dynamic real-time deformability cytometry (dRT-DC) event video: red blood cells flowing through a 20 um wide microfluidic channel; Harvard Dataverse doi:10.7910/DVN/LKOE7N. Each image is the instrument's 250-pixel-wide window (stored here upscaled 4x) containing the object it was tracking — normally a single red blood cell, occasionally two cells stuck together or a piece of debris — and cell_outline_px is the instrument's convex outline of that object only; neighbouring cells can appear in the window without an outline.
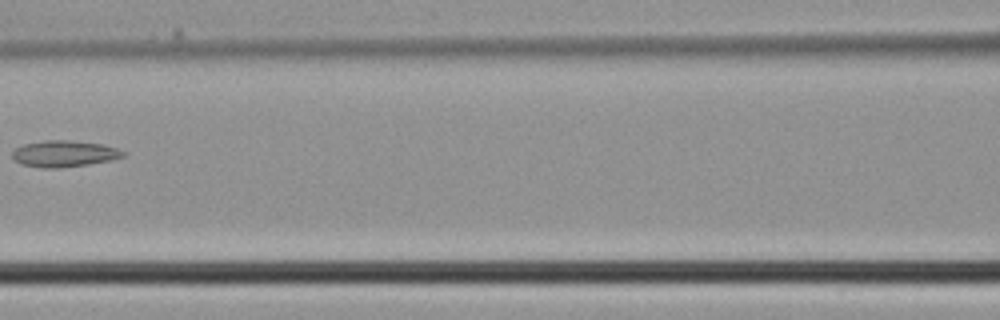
{"species": "common noctule bat (a hibernating species)", "species_latin": "Nyctalus noctula", "temperature_condition": "cold", "stored_images_in_passage": 5, "camera_frame_rate_fps": 3000, "um_per_image_px": 0.085, "animal": {"sex": "male", "body_mass_g": 21.5, "forearm_length_mm": 52.0}, "frame": {"image": 1, "passage_image": 5, "time_ms": 1.333, "image_size_px": [1000, 320], "cell_outline_px": [[124, 156], [112, 160], [88, 164], [56, 168], [40, 168], [20, 164], [12, 156], [12, 152], [16, 148], [24, 144], [44, 140], [68, 140], [100, 144], [116, 148], [124, 152]], "centroid_in_image_um": [5.42, 13.07], "position_along_channel_um": 161.2, "area_um2": 16.88}}